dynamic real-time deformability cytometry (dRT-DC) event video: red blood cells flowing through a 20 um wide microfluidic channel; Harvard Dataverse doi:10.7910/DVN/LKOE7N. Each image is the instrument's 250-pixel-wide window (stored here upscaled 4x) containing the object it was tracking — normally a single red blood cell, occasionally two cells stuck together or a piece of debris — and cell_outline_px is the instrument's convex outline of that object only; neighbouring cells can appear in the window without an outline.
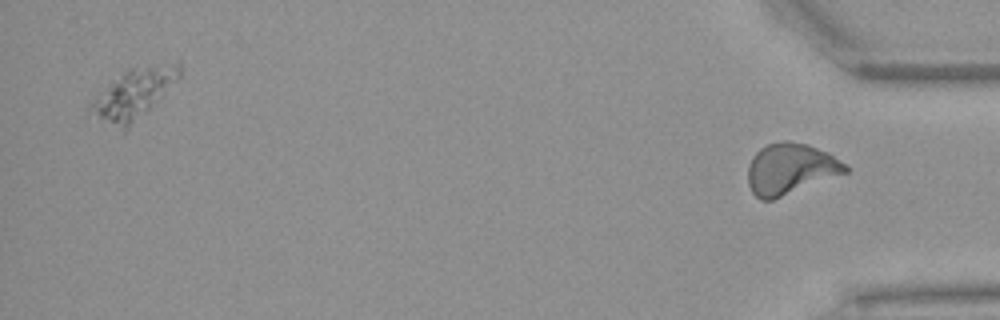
{"species": "Egyptian fruit bat (a non-hibernating species)", "species_latin": "Rousettus aegyptiacus", "temperature_condition": "warm", "stored_images_in_passage": 41, "segment_of_instrument_passage": [2, 2], "camera_frame_rate_fps": 3000, "um_per_image_px": 0.085, "animal": {"sex": "female"}, "frame": {"image": 1, "passage_image": 41, "time_ms": 13.333, "image_size_px": [1000, 320], "cell_outline_px": [[848, 172], [772, 200], [760, 200], [752, 192], [748, 184], [748, 164], [752, 156], [760, 148], [768, 144], [780, 140], [788, 140], [808, 144], [828, 152], [848, 164]], "centroid_in_image_um": [67.18, 14.34], "position_along_channel_um": 368.0, "area_um2": 29.25}}